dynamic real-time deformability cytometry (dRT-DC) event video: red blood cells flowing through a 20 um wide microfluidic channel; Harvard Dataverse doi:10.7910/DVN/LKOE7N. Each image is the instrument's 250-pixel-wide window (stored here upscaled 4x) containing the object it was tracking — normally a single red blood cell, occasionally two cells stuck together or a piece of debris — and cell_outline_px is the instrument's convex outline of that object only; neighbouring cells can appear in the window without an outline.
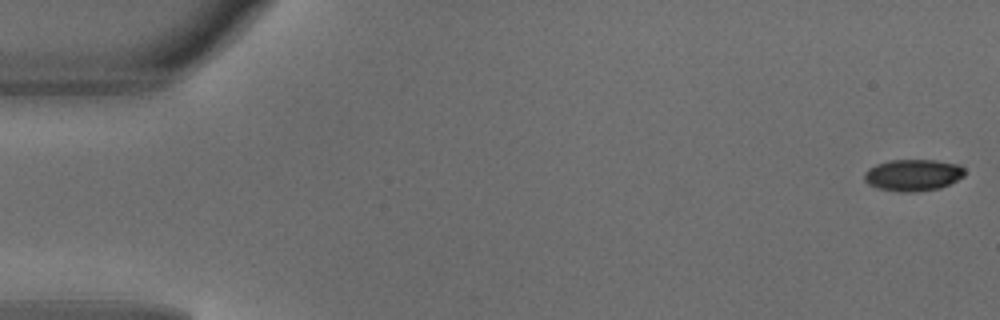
{"species": "common noctule bat (a hibernating species)", "species_latin": "Nyctalus noctula", "temperature_condition": "warm", "stored_images_in_passage": 5, "segment_of_instrument_passage": [2, 2], "camera_frame_rate_fps": 3000, "um_per_image_px": 0.085, "animal": {"sex": "male", "body_mass_g": 18.8}, "frame": {"image": 1, "passage_image": 5, "time_ms": 1.333, "image_size_px": [1000, 320], "cell_outline_px": [[964, 176], [940, 188], [916, 192], [900, 192], [876, 188], [868, 184], [864, 180], [864, 172], [868, 168], [876, 164], [888, 160], [936, 160], [960, 164], [964, 168]], "centroid_in_image_um": [77.58, 14.88], "position_along_channel_um": 7.4, "area_um2": 18.73}}